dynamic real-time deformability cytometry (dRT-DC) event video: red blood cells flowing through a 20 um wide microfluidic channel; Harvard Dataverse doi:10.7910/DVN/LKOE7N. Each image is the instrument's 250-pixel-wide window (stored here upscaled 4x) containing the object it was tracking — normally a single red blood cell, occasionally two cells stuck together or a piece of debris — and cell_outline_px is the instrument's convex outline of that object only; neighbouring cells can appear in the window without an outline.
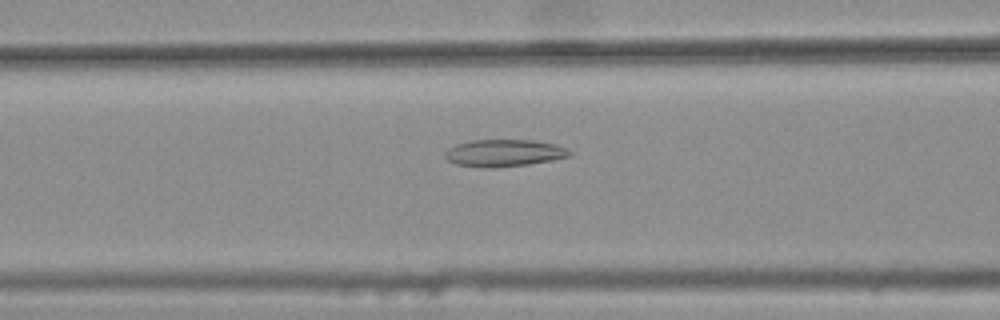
{"species": "common noctule bat (a hibernating species)", "species_latin": "Nyctalus noctula", "temperature_condition": "warm", "stored_images_in_passage": 31, "camera_frame_rate_fps": 3000, "um_per_image_px": 0.085, "animal": {"sex": "female", "body_mass_g": 25.1}, "frame": {"image": 1, "passage_image": 5, "time_ms": 1.333, "image_size_px": [1000, 320], "cell_outline_px": [[572, 156], [552, 160], [528, 164], [496, 168], [492, 168], [456, 164], [448, 160], [444, 156], [444, 152], [448, 148], [456, 144], [472, 140], [532, 140], [556, 144], [568, 148], [572, 152]], "centroid_in_image_um": [42.87, 13.0], "position_along_channel_um": 123.7, "area_um2": 19.77}}
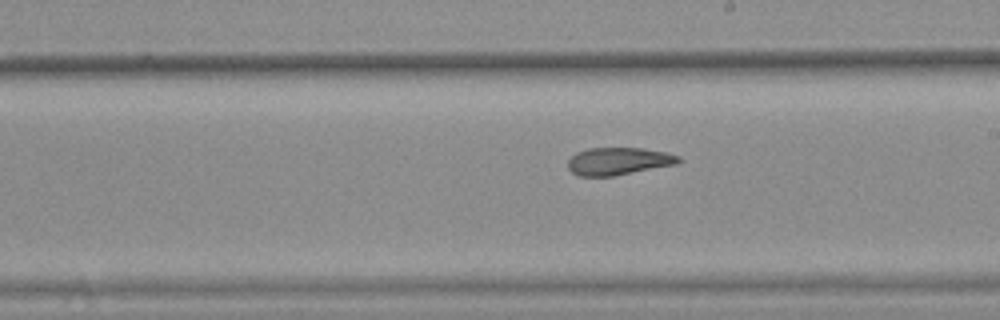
{"frame": {"image": 2, "passage_image": 14, "time_ms": 4.333, "image_size_px": [1000, 320], "cell_outline_px": [[684, 160], [676, 164], [612, 176], [580, 176], [572, 172], [568, 168], [568, 160], [576, 152], [588, 148], [640, 148], [668, 152], [680, 156]], "centroid_in_image_um": [52.59, 13.69], "position_along_channel_um": 236.4, "area_um2": 17.74}}
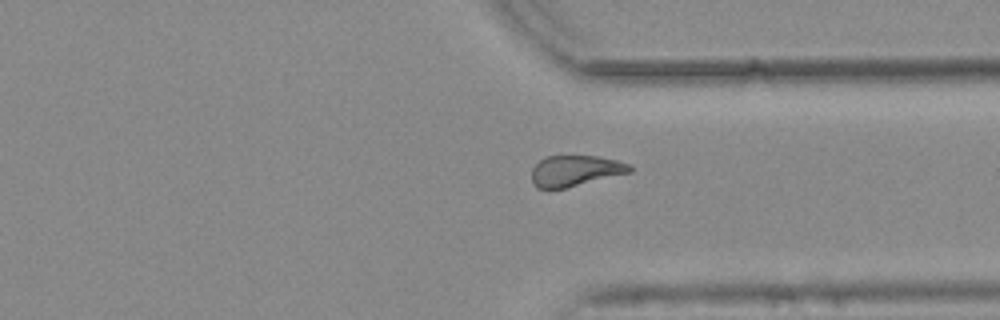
{"frame": {"image": 3, "passage_image": 24, "time_ms": 7.667, "image_size_px": [1000, 320], "cell_outline_px": [[632, 172], [564, 188], [536, 188], [532, 184], [532, 168], [544, 156], [596, 156], [616, 160], [628, 164], [632, 168]], "centroid_in_image_um": [48.87, 14.51], "position_along_channel_um": 362.5, "area_um2": 17.51}}